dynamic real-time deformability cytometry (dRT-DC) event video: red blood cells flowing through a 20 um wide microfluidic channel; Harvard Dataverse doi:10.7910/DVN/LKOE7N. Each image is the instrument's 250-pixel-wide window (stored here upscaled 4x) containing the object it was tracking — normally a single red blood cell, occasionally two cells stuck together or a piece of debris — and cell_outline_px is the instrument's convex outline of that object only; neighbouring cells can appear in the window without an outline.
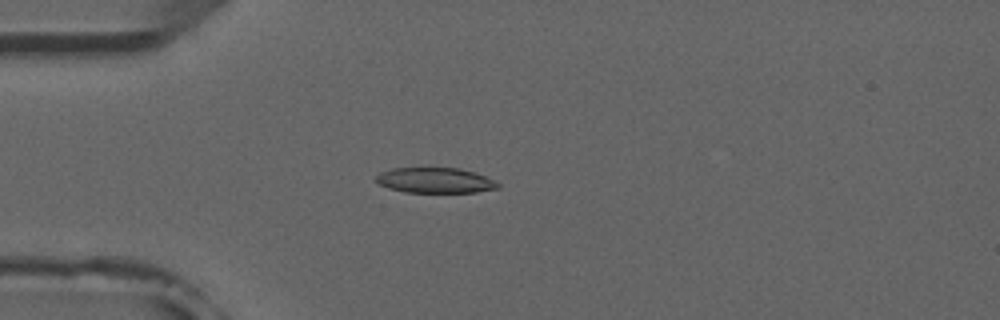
{"species": "common noctule bat (a hibernating species)", "species_latin": "Nyctalus noctula", "temperature_condition": "room temperature", "stored_images_in_passage": 4, "camera_frame_rate_fps": 3000, "um_per_image_px": 0.085, "animal": {"sex": "male", "forearm_length_mm": 52.5}, "frame": {"image": 1, "passage_image": 4, "time_ms": 3.333, "image_size_px": [1000, 320], "cell_outline_px": [[500, 188], [476, 192], [404, 192], [388, 188], [376, 184], [376, 176], [380, 172], [392, 168], [460, 168], [484, 176], [500, 184]], "centroid_in_image_um": [36.94, 15.33], "position_along_channel_um": 48.1, "area_um2": 17.98}}